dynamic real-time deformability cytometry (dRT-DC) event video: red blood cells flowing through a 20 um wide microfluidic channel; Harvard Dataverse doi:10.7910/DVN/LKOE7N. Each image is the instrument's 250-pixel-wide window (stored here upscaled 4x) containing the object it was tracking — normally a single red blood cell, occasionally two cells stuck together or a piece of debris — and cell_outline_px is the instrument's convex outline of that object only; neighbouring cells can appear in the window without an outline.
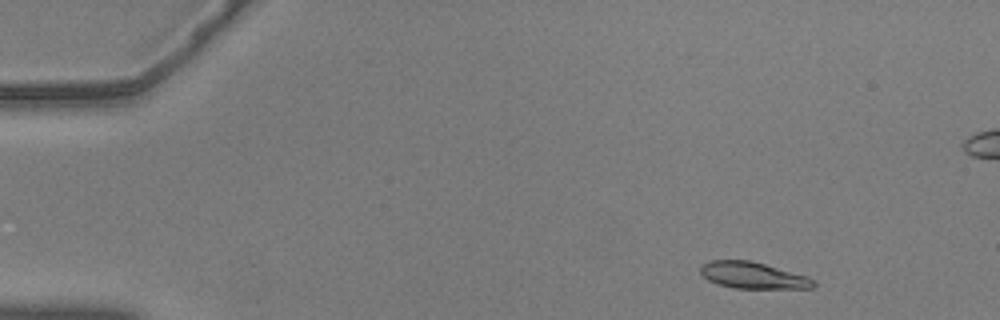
{"species": "common noctule bat (a hibernating species)", "species_latin": "Nyctalus noctula", "temperature_condition": "warm", "stored_images_in_passage": 53, "camera_frame_rate_fps": 3000, "um_per_image_px": 0.085, "animal": {"sex": "male", "body_mass_g": 20.5, "forearm_length_mm": 52.5}, "frame": {"image": 1, "passage_image": 3, "time_ms": 0.667, "image_size_px": [1000, 320], "cell_outline_px": [[816, 284], [812, 288], [736, 288], [716, 284], [708, 280], [700, 272], [700, 268], [708, 260], [748, 260], [764, 264], [808, 276], [816, 280]], "centroid_in_image_um": [64.01, 23.41], "position_along_channel_um": 21.0, "area_um2": 17.4}}
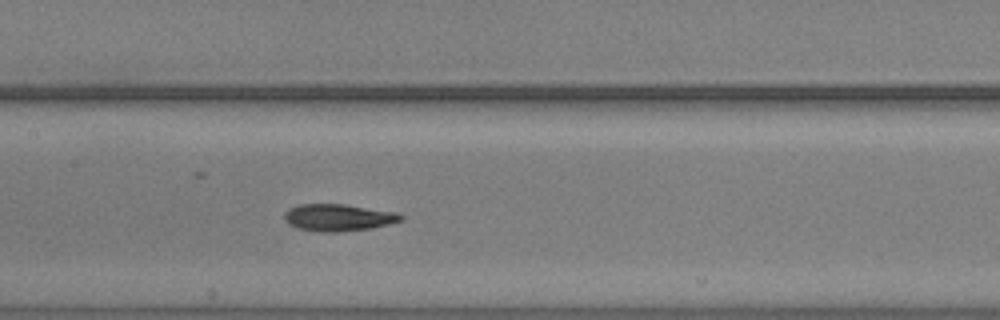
{"frame": {"image": 2, "passage_image": 24, "time_ms": 7.667, "image_size_px": [1000, 320], "cell_outline_px": [[404, 216], [400, 220], [388, 224], [372, 228], [336, 232], [320, 232], [296, 228], [288, 224], [284, 220], [284, 212], [288, 208], [300, 204], [344, 204], [396, 212]], "centroid_in_image_um": [28.7, 18.49], "position_along_channel_um": 178.7, "area_um2": 18.38}}
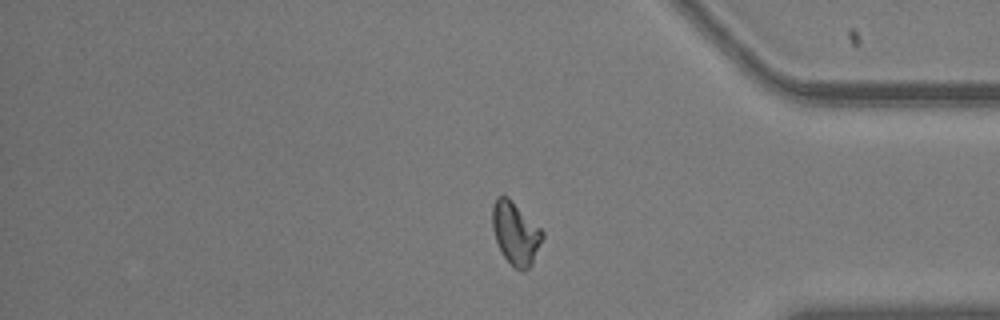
{"frame": {"image": 3, "passage_image": 43, "time_ms": 14.0, "image_size_px": [1000, 320], "cell_outline_px": [[544, 236], [532, 264], [528, 268], [516, 268], [504, 256], [496, 240], [492, 228], [492, 208], [496, 196], [508, 196], [544, 232]], "centroid_in_image_um": [43.82, 19.78], "position_along_channel_um": 391.4, "area_um2": 17.92}, "authors_computed_cell_mechanics": {"area_um2": 17.6868, "velocity_mm_per_s": 3.6329, "shape_relaxation_time_tau1_ms": 5.5943, "shape_relaxation_time_tau2_ms": 2.6761, "deformation_change_tau1": 0.1829, "deformation_change_tau2": 0.0697}}